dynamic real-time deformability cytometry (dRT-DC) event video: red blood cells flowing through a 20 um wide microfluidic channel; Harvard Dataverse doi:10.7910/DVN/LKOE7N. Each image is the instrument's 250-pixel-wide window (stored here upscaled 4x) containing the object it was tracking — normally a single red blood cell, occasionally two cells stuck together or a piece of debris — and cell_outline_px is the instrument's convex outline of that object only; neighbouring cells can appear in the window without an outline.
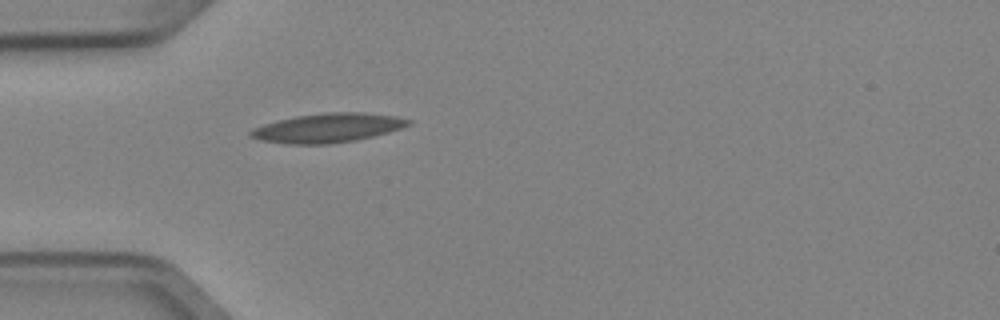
{"species": "Egyptian fruit bat (a non-hibernating species)", "species_latin": "Rousettus aegyptiacus", "temperature_condition": "cold", "stored_images_in_passage": 4, "camera_frame_rate_fps": 3000, "um_per_image_px": 0.085, "animal": {"sex": "female"}, "frame": {"image": 1, "passage_image": 4, "time_ms": 1.0, "image_size_px": [1000, 320], "cell_outline_px": [[412, 120], [408, 124], [400, 128], [388, 132], [356, 140], [328, 144], [288, 144], [260, 140], [248, 136], [248, 132], [252, 128], [264, 124], [296, 116], [324, 112], [364, 112], [396, 116]], "centroid_in_image_um": [27.82, 10.87], "position_along_channel_um": 57.2, "area_um2": 26.7}}